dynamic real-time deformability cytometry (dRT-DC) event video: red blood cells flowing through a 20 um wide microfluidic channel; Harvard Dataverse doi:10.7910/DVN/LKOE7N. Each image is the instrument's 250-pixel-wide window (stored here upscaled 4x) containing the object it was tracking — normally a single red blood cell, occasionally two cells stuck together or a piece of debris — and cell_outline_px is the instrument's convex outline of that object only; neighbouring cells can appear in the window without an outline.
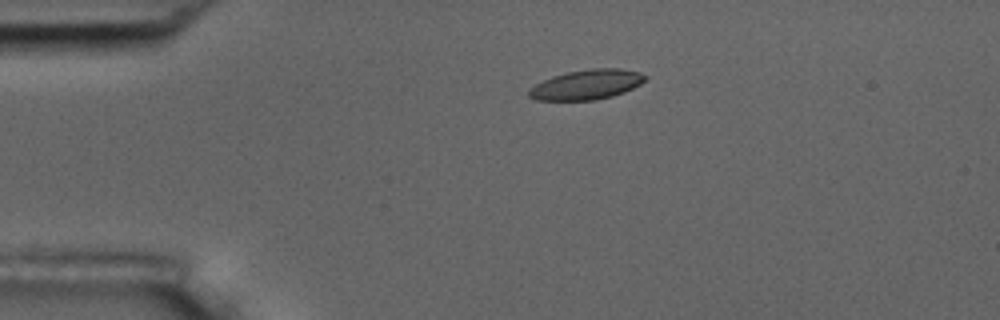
{"species": "common noctule bat (a hibernating species)", "species_latin": "Nyctalus noctula", "temperature_condition": "room temperature", "stored_images_in_passage": 44, "camera_frame_rate_fps": 3000, "um_per_image_px": 0.085, "animal": {"sex": "male", "body_mass_g": 17.5, "forearm_length_mm": 52.3}, "frame": {"image": 1, "passage_image": 1, "time_ms": 0.0, "image_size_px": [1000, 320], "cell_outline_px": [[648, 76], [640, 84], [624, 92], [612, 96], [596, 100], [536, 100], [528, 96], [528, 92], [536, 84], [552, 76], [568, 72], [588, 68], [620, 68], [640, 72]], "centroid_in_image_um": [49.89, 7.18], "position_along_channel_um": 35.1, "area_um2": 20.17}}
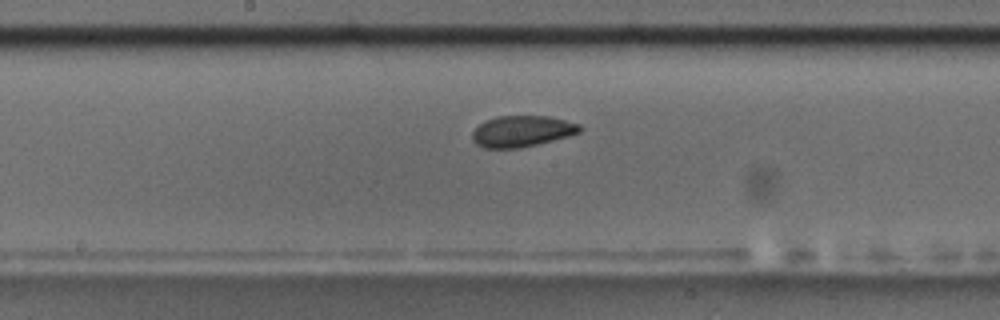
{"frame": {"image": 2, "passage_image": 18, "time_ms": 5.667, "image_size_px": [1000, 320], "cell_outline_px": [[584, 128], [580, 132], [568, 136], [520, 148], [484, 148], [476, 144], [472, 140], [472, 132], [484, 120], [496, 116], [548, 116], [580, 124]], "centroid_in_image_um": [44.35, 11.15], "position_along_channel_um": 203.8, "area_um2": 19.54}}
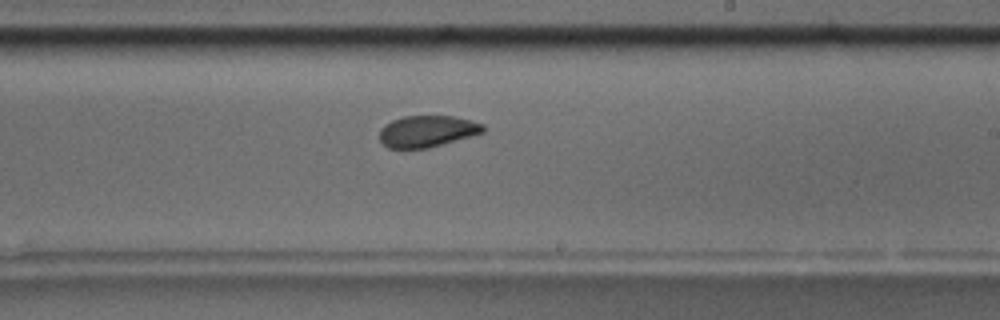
{"frame": {"image": 3, "passage_image": 22, "time_ms": 7.0, "image_size_px": [1000, 320], "cell_outline_px": [[484, 132], [472, 136], [428, 148], [388, 148], [380, 140], [380, 128], [384, 124], [392, 120], [404, 116], [452, 116], [472, 120], [484, 124]], "centroid_in_image_um": [36.32, 11.15], "position_along_channel_um": 252.7, "area_um2": 19.07}, "authors_computed_cell_mechanics": {"area_um2": 20.1144, "velocity_mm_per_s": 3.678, "shape_relaxation_time_tau1_ms": 5.3886, "shape_relaxation_time_tau2_ms": 2.4715, "deformation_change_tau1": 0.1205, "deformation_change_tau2": 0.0587}}